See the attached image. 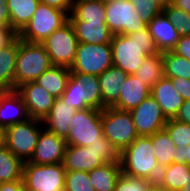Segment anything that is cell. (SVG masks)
<instances>
[{
	"label": "cell",
	"mask_w": 190,
	"mask_h": 191,
	"mask_svg": "<svg viewBox=\"0 0 190 191\" xmlns=\"http://www.w3.org/2000/svg\"><path fill=\"white\" fill-rule=\"evenodd\" d=\"M43 130V122L32 118L11 125L6 128L5 147L23 162L30 161Z\"/></svg>",
	"instance_id": "52a82bcc"
},
{
	"label": "cell",
	"mask_w": 190,
	"mask_h": 191,
	"mask_svg": "<svg viewBox=\"0 0 190 191\" xmlns=\"http://www.w3.org/2000/svg\"><path fill=\"white\" fill-rule=\"evenodd\" d=\"M150 89L164 77L162 52L147 55L139 69L134 73Z\"/></svg>",
	"instance_id": "f546056e"
},
{
	"label": "cell",
	"mask_w": 190,
	"mask_h": 191,
	"mask_svg": "<svg viewBox=\"0 0 190 191\" xmlns=\"http://www.w3.org/2000/svg\"><path fill=\"white\" fill-rule=\"evenodd\" d=\"M17 51L18 37L10 45L0 49V91L15 90Z\"/></svg>",
	"instance_id": "d4e9b609"
},
{
	"label": "cell",
	"mask_w": 190,
	"mask_h": 191,
	"mask_svg": "<svg viewBox=\"0 0 190 191\" xmlns=\"http://www.w3.org/2000/svg\"><path fill=\"white\" fill-rule=\"evenodd\" d=\"M119 87V100L112 107L122 111L132 110L151 95V89L134 75H128Z\"/></svg>",
	"instance_id": "ffe728a7"
},
{
	"label": "cell",
	"mask_w": 190,
	"mask_h": 191,
	"mask_svg": "<svg viewBox=\"0 0 190 191\" xmlns=\"http://www.w3.org/2000/svg\"><path fill=\"white\" fill-rule=\"evenodd\" d=\"M151 96L161 107L162 113L168 119L176 118L184 99L176 92L170 78H161L152 88Z\"/></svg>",
	"instance_id": "ac0fdd59"
},
{
	"label": "cell",
	"mask_w": 190,
	"mask_h": 191,
	"mask_svg": "<svg viewBox=\"0 0 190 191\" xmlns=\"http://www.w3.org/2000/svg\"><path fill=\"white\" fill-rule=\"evenodd\" d=\"M69 21L66 11L48 6L40 2L33 17L18 33L21 40L32 43H43L56 29Z\"/></svg>",
	"instance_id": "8992f818"
},
{
	"label": "cell",
	"mask_w": 190,
	"mask_h": 191,
	"mask_svg": "<svg viewBox=\"0 0 190 191\" xmlns=\"http://www.w3.org/2000/svg\"><path fill=\"white\" fill-rule=\"evenodd\" d=\"M164 129L168 132L177 148L190 145V124L173 118L167 120Z\"/></svg>",
	"instance_id": "836d02e7"
},
{
	"label": "cell",
	"mask_w": 190,
	"mask_h": 191,
	"mask_svg": "<svg viewBox=\"0 0 190 191\" xmlns=\"http://www.w3.org/2000/svg\"><path fill=\"white\" fill-rule=\"evenodd\" d=\"M110 45L113 65L128 75H134L147 55L159 52L148 26L127 35L115 34Z\"/></svg>",
	"instance_id": "6da1fadb"
},
{
	"label": "cell",
	"mask_w": 190,
	"mask_h": 191,
	"mask_svg": "<svg viewBox=\"0 0 190 191\" xmlns=\"http://www.w3.org/2000/svg\"><path fill=\"white\" fill-rule=\"evenodd\" d=\"M29 118L26 105L16 90L0 91V125L7 128Z\"/></svg>",
	"instance_id": "e0dca14e"
},
{
	"label": "cell",
	"mask_w": 190,
	"mask_h": 191,
	"mask_svg": "<svg viewBox=\"0 0 190 191\" xmlns=\"http://www.w3.org/2000/svg\"><path fill=\"white\" fill-rule=\"evenodd\" d=\"M156 3L162 10L172 4L173 0H152Z\"/></svg>",
	"instance_id": "c3c4849f"
},
{
	"label": "cell",
	"mask_w": 190,
	"mask_h": 191,
	"mask_svg": "<svg viewBox=\"0 0 190 191\" xmlns=\"http://www.w3.org/2000/svg\"><path fill=\"white\" fill-rule=\"evenodd\" d=\"M153 143L154 155L161 168L169 166L176 158L177 147L171 140L168 132L163 129L149 136Z\"/></svg>",
	"instance_id": "4dcf8cb0"
},
{
	"label": "cell",
	"mask_w": 190,
	"mask_h": 191,
	"mask_svg": "<svg viewBox=\"0 0 190 191\" xmlns=\"http://www.w3.org/2000/svg\"><path fill=\"white\" fill-rule=\"evenodd\" d=\"M171 5L190 13V0H173Z\"/></svg>",
	"instance_id": "7dc6e473"
},
{
	"label": "cell",
	"mask_w": 190,
	"mask_h": 191,
	"mask_svg": "<svg viewBox=\"0 0 190 191\" xmlns=\"http://www.w3.org/2000/svg\"><path fill=\"white\" fill-rule=\"evenodd\" d=\"M66 169L62 163L24 162L23 182L27 191H64Z\"/></svg>",
	"instance_id": "9c48e42d"
},
{
	"label": "cell",
	"mask_w": 190,
	"mask_h": 191,
	"mask_svg": "<svg viewBox=\"0 0 190 191\" xmlns=\"http://www.w3.org/2000/svg\"><path fill=\"white\" fill-rule=\"evenodd\" d=\"M164 77L190 79V61L169 51L162 52Z\"/></svg>",
	"instance_id": "d6a6232c"
},
{
	"label": "cell",
	"mask_w": 190,
	"mask_h": 191,
	"mask_svg": "<svg viewBox=\"0 0 190 191\" xmlns=\"http://www.w3.org/2000/svg\"><path fill=\"white\" fill-rule=\"evenodd\" d=\"M107 163H120V152L104 135L89 146L67 145L62 162L66 171L86 172Z\"/></svg>",
	"instance_id": "7a4b0ae2"
},
{
	"label": "cell",
	"mask_w": 190,
	"mask_h": 191,
	"mask_svg": "<svg viewBox=\"0 0 190 191\" xmlns=\"http://www.w3.org/2000/svg\"><path fill=\"white\" fill-rule=\"evenodd\" d=\"M173 163H185L190 166V145L177 148V155L176 158H173Z\"/></svg>",
	"instance_id": "ee69618b"
},
{
	"label": "cell",
	"mask_w": 190,
	"mask_h": 191,
	"mask_svg": "<svg viewBox=\"0 0 190 191\" xmlns=\"http://www.w3.org/2000/svg\"><path fill=\"white\" fill-rule=\"evenodd\" d=\"M176 92L185 100H190V79L170 78Z\"/></svg>",
	"instance_id": "ab89813d"
},
{
	"label": "cell",
	"mask_w": 190,
	"mask_h": 191,
	"mask_svg": "<svg viewBox=\"0 0 190 191\" xmlns=\"http://www.w3.org/2000/svg\"><path fill=\"white\" fill-rule=\"evenodd\" d=\"M106 24L111 32L127 35L145 29V23L130 0H110L105 2Z\"/></svg>",
	"instance_id": "7c38bea8"
},
{
	"label": "cell",
	"mask_w": 190,
	"mask_h": 191,
	"mask_svg": "<svg viewBox=\"0 0 190 191\" xmlns=\"http://www.w3.org/2000/svg\"><path fill=\"white\" fill-rule=\"evenodd\" d=\"M171 51L190 61V35L181 36Z\"/></svg>",
	"instance_id": "f35d334b"
},
{
	"label": "cell",
	"mask_w": 190,
	"mask_h": 191,
	"mask_svg": "<svg viewBox=\"0 0 190 191\" xmlns=\"http://www.w3.org/2000/svg\"><path fill=\"white\" fill-rule=\"evenodd\" d=\"M148 191H169V190L159 186L156 182H153Z\"/></svg>",
	"instance_id": "f907efd6"
},
{
	"label": "cell",
	"mask_w": 190,
	"mask_h": 191,
	"mask_svg": "<svg viewBox=\"0 0 190 191\" xmlns=\"http://www.w3.org/2000/svg\"><path fill=\"white\" fill-rule=\"evenodd\" d=\"M17 37L18 33L13 28L0 26V49L10 45Z\"/></svg>",
	"instance_id": "60d3db41"
},
{
	"label": "cell",
	"mask_w": 190,
	"mask_h": 191,
	"mask_svg": "<svg viewBox=\"0 0 190 191\" xmlns=\"http://www.w3.org/2000/svg\"><path fill=\"white\" fill-rule=\"evenodd\" d=\"M69 21L106 23L105 2L102 0H74Z\"/></svg>",
	"instance_id": "cb8c5ba5"
},
{
	"label": "cell",
	"mask_w": 190,
	"mask_h": 191,
	"mask_svg": "<svg viewBox=\"0 0 190 191\" xmlns=\"http://www.w3.org/2000/svg\"><path fill=\"white\" fill-rule=\"evenodd\" d=\"M101 112L95 108L77 110L69 123L70 132L66 144L89 146L97 142L103 135Z\"/></svg>",
	"instance_id": "30bf717a"
},
{
	"label": "cell",
	"mask_w": 190,
	"mask_h": 191,
	"mask_svg": "<svg viewBox=\"0 0 190 191\" xmlns=\"http://www.w3.org/2000/svg\"><path fill=\"white\" fill-rule=\"evenodd\" d=\"M121 173L120 163H107L90 171L89 178L95 191H114Z\"/></svg>",
	"instance_id": "83f0119b"
},
{
	"label": "cell",
	"mask_w": 190,
	"mask_h": 191,
	"mask_svg": "<svg viewBox=\"0 0 190 191\" xmlns=\"http://www.w3.org/2000/svg\"><path fill=\"white\" fill-rule=\"evenodd\" d=\"M180 191H190V172L189 175H187V180L185 182V185L181 188Z\"/></svg>",
	"instance_id": "816d5d0a"
},
{
	"label": "cell",
	"mask_w": 190,
	"mask_h": 191,
	"mask_svg": "<svg viewBox=\"0 0 190 191\" xmlns=\"http://www.w3.org/2000/svg\"><path fill=\"white\" fill-rule=\"evenodd\" d=\"M24 162L5 146L0 148V183L23 180Z\"/></svg>",
	"instance_id": "1f68e13d"
},
{
	"label": "cell",
	"mask_w": 190,
	"mask_h": 191,
	"mask_svg": "<svg viewBox=\"0 0 190 191\" xmlns=\"http://www.w3.org/2000/svg\"><path fill=\"white\" fill-rule=\"evenodd\" d=\"M112 65L110 44L79 43L70 72L99 76Z\"/></svg>",
	"instance_id": "8fae6325"
},
{
	"label": "cell",
	"mask_w": 190,
	"mask_h": 191,
	"mask_svg": "<svg viewBox=\"0 0 190 191\" xmlns=\"http://www.w3.org/2000/svg\"><path fill=\"white\" fill-rule=\"evenodd\" d=\"M10 14V27L19 33L30 21L40 0H4Z\"/></svg>",
	"instance_id": "4316f807"
},
{
	"label": "cell",
	"mask_w": 190,
	"mask_h": 191,
	"mask_svg": "<svg viewBox=\"0 0 190 191\" xmlns=\"http://www.w3.org/2000/svg\"><path fill=\"white\" fill-rule=\"evenodd\" d=\"M0 26L10 27V14L4 0L0 1Z\"/></svg>",
	"instance_id": "bcb514c9"
},
{
	"label": "cell",
	"mask_w": 190,
	"mask_h": 191,
	"mask_svg": "<svg viewBox=\"0 0 190 191\" xmlns=\"http://www.w3.org/2000/svg\"><path fill=\"white\" fill-rule=\"evenodd\" d=\"M0 191H27L23 180L0 183Z\"/></svg>",
	"instance_id": "7bdbcfd3"
},
{
	"label": "cell",
	"mask_w": 190,
	"mask_h": 191,
	"mask_svg": "<svg viewBox=\"0 0 190 191\" xmlns=\"http://www.w3.org/2000/svg\"><path fill=\"white\" fill-rule=\"evenodd\" d=\"M120 167L126 175L156 182L161 167L154 155L151 138L138 135L132 144L123 149L120 152Z\"/></svg>",
	"instance_id": "3957f363"
},
{
	"label": "cell",
	"mask_w": 190,
	"mask_h": 191,
	"mask_svg": "<svg viewBox=\"0 0 190 191\" xmlns=\"http://www.w3.org/2000/svg\"><path fill=\"white\" fill-rule=\"evenodd\" d=\"M16 91L22 97L29 117L41 121L50 113L56 99L35 81L18 86Z\"/></svg>",
	"instance_id": "9a60e30c"
},
{
	"label": "cell",
	"mask_w": 190,
	"mask_h": 191,
	"mask_svg": "<svg viewBox=\"0 0 190 191\" xmlns=\"http://www.w3.org/2000/svg\"><path fill=\"white\" fill-rule=\"evenodd\" d=\"M152 183L149 179L132 177L122 172L114 191H148Z\"/></svg>",
	"instance_id": "8d00e7d4"
},
{
	"label": "cell",
	"mask_w": 190,
	"mask_h": 191,
	"mask_svg": "<svg viewBox=\"0 0 190 191\" xmlns=\"http://www.w3.org/2000/svg\"><path fill=\"white\" fill-rule=\"evenodd\" d=\"M163 12L176 26L180 37L190 35V13L176 8L173 5H169L168 7L164 8Z\"/></svg>",
	"instance_id": "d590c367"
},
{
	"label": "cell",
	"mask_w": 190,
	"mask_h": 191,
	"mask_svg": "<svg viewBox=\"0 0 190 191\" xmlns=\"http://www.w3.org/2000/svg\"><path fill=\"white\" fill-rule=\"evenodd\" d=\"M53 66L42 43L23 41L18 36V51L15 67V90L18 86L34 82Z\"/></svg>",
	"instance_id": "277c9868"
},
{
	"label": "cell",
	"mask_w": 190,
	"mask_h": 191,
	"mask_svg": "<svg viewBox=\"0 0 190 191\" xmlns=\"http://www.w3.org/2000/svg\"><path fill=\"white\" fill-rule=\"evenodd\" d=\"M175 119L190 124V100L183 102Z\"/></svg>",
	"instance_id": "f6af8a7d"
},
{
	"label": "cell",
	"mask_w": 190,
	"mask_h": 191,
	"mask_svg": "<svg viewBox=\"0 0 190 191\" xmlns=\"http://www.w3.org/2000/svg\"><path fill=\"white\" fill-rule=\"evenodd\" d=\"M40 2L70 14L74 0H40Z\"/></svg>",
	"instance_id": "b9f144b4"
},
{
	"label": "cell",
	"mask_w": 190,
	"mask_h": 191,
	"mask_svg": "<svg viewBox=\"0 0 190 191\" xmlns=\"http://www.w3.org/2000/svg\"><path fill=\"white\" fill-rule=\"evenodd\" d=\"M129 112L138 135H153L163 130L167 123V118L162 113L161 107L151 95Z\"/></svg>",
	"instance_id": "5bb4252c"
},
{
	"label": "cell",
	"mask_w": 190,
	"mask_h": 191,
	"mask_svg": "<svg viewBox=\"0 0 190 191\" xmlns=\"http://www.w3.org/2000/svg\"><path fill=\"white\" fill-rule=\"evenodd\" d=\"M76 112L77 109L61 98L55 99L50 113L42 120L44 129L66 140L70 132L69 123Z\"/></svg>",
	"instance_id": "d6986e66"
},
{
	"label": "cell",
	"mask_w": 190,
	"mask_h": 191,
	"mask_svg": "<svg viewBox=\"0 0 190 191\" xmlns=\"http://www.w3.org/2000/svg\"><path fill=\"white\" fill-rule=\"evenodd\" d=\"M6 128L0 125V148L5 146Z\"/></svg>",
	"instance_id": "681fc988"
},
{
	"label": "cell",
	"mask_w": 190,
	"mask_h": 191,
	"mask_svg": "<svg viewBox=\"0 0 190 191\" xmlns=\"http://www.w3.org/2000/svg\"><path fill=\"white\" fill-rule=\"evenodd\" d=\"M42 44L53 65L71 68L79 41L70 21L56 29Z\"/></svg>",
	"instance_id": "4fadbf2b"
},
{
	"label": "cell",
	"mask_w": 190,
	"mask_h": 191,
	"mask_svg": "<svg viewBox=\"0 0 190 191\" xmlns=\"http://www.w3.org/2000/svg\"><path fill=\"white\" fill-rule=\"evenodd\" d=\"M190 166L185 163H172L161 168L156 183L169 191H180L185 185Z\"/></svg>",
	"instance_id": "f1b7e54d"
},
{
	"label": "cell",
	"mask_w": 190,
	"mask_h": 191,
	"mask_svg": "<svg viewBox=\"0 0 190 191\" xmlns=\"http://www.w3.org/2000/svg\"><path fill=\"white\" fill-rule=\"evenodd\" d=\"M97 77L103 97V109L112 107L119 100L121 91L119 86L127 79L128 74L112 65Z\"/></svg>",
	"instance_id": "7402d4cb"
},
{
	"label": "cell",
	"mask_w": 190,
	"mask_h": 191,
	"mask_svg": "<svg viewBox=\"0 0 190 191\" xmlns=\"http://www.w3.org/2000/svg\"><path fill=\"white\" fill-rule=\"evenodd\" d=\"M64 191H95L86 171H66Z\"/></svg>",
	"instance_id": "e575fe53"
},
{
	"label": "cell",
	"mask_w": 190,
	"mask_h": 191,
	"mask_svg": "<svg viewBox=\"0 0 190 191\" xmlns=\"http://www.w3.org/2000/svg\"><path fill=\"white\" fill-rule=\"evenodd\" d=\"M70 75V68L53 65L39 76L35 82L58 99L67 87Z\"/></svg>",
	"instance_id": "484cf974"
},
{
	"label": "cell",
	"mask_w": 190,
	"mask_h": 191,
	"mask_svg": "<svg viewBox=\"0 0 190 191\" xmlns=\"http://www.w3.org/2000/svg\"><path fill=\"white\" fill-rule=\"evenodd\" d=\"M79 43L110 44L114 34L106 23L70 22Z\"/></svg>",
	"instance_id": "603a6c76"
},
{
	"label": "cell",
	"mask_w": 190,
	"mask_h": 191,
	"mask_svg": "<svg viewBox=\"0 0 190 191\" xmlns=\"http://www.w3.org/2000/svg\"><path fill=\"white\" fill-rule=\"evenodd\" d=\"M103 135L119 152L133 143L138 136L129 111L106 107L101 112Z\"/></svg>",
	"instance_id": "ba28073f"
},
{
	"label": "cell",
	"mask_w": 190,
	"mask_h": 191,
	"mask_svg": "<svg viewBox=\"0 0 190 191\" xmlns=\"http://www.w3.org/2000/svg\"><path fill=\"white\" fill-rule=\"evenodd\" d=\"M66 146L65 139L44 129L29 162L40 165L62 163Z\"/></svg>",
	"instance_id": "2e32d148"
},
{
	"label": "cell",
	"mask_w": 190,
	"mask_h": 191,
	"mask_svg": "<svg viewBox=\"0 0 190 191\" xmlns=\"http://www.w3.org/2000/svg\"><path fill=\"white\" fill-rule=\"evenodd\" d=\"M61 100L77 110L95 108L103 110V97L97 76L71 72Z\"/></svg>",
	"instance_id": "5b68a950"
},
{
	"label": "cell",
	"mask_w": 190,
	"mask_h": 191,
	"mask_svg": "<svg viewBox=\"0 0 190 191\" xmlns=\"http://www.w3.org/2000/svg\"><path fill=\"white\" fill-rule=\"evenodd\" d=\"M158 51L171 50L180 38L178 29L162 11L148 24Z\"/></svg>",
	"instance_id": "44dd1931"
},
{
	"label": "cell",
	"mask_w": 190,
	"mask_h": 191,
	"mask_svg": "<svg viewBox=\"0 0 190 191\" xmlns=\"http://www.w3.org/2000/svg\"><path fill=\"white\" fill-rule=\"evenodd\" d=\"M140 18L147 24L163 10L152 0H130Z\"/></svg>",
	"instance_id": "74e56055"
}]
</instances>
